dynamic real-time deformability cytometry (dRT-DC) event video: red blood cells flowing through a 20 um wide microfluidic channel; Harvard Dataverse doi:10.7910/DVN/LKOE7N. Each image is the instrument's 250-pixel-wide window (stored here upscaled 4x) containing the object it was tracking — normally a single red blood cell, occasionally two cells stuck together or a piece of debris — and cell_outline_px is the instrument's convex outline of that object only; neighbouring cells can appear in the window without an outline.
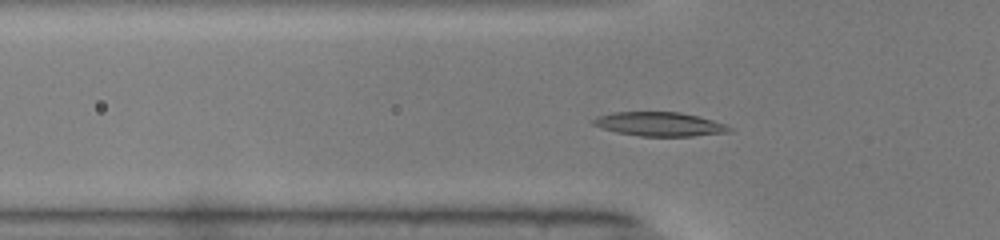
{"species": "common noctule bat (a hibernating species)", "species_latin": "Nyctalus noctula", "temperature_condition": "warm", "stored_images_in_passage": 47, "camera_frame_rate_fps": 3000, "um_per_image_px": 0.085, "animal": {"sex": "male", "body_mass_g": 19.0, "forearm_length_mm": 50.8}, "frame": {"image": 1, "passage_image": 6, "time_ms": 1.667, "image_size_px": [1000, 240], "cell_outline_px": [[732, 128], [724, 132], [692, 136], [640, 136], [616, 132], [592, 124], [592, 120], [600, 116], [612, 112], [680, 112], [712, 120], [724, 124]], "centroid_in_image_um": [56.01, 10.55], "position_along_channel_um": 69.8, "area_um2": 18.61}}
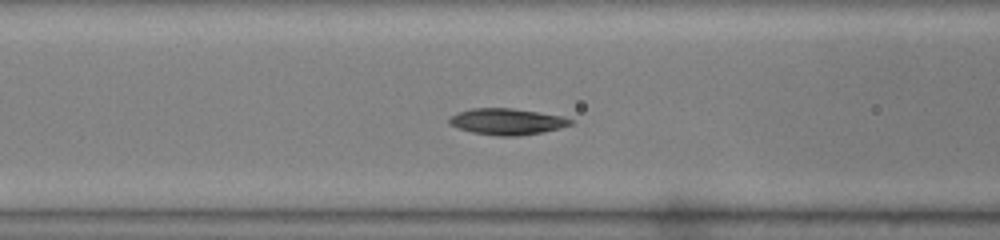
{"frame": {"image": 2, "passage_image": 10, "time_ms": 3.0, "image_size_px": [1000, 240], "cell_outline_px": [[572, 124], [560, 128], [544, 132], [520, 136], [496, 136], [472, 132], [448, 124], [448, 120], [452, 116], [460, 112], [472, 108], [512, 108], [560, 116], [572, 120]], "centroid_in_image_um": [43.09, 10.34], "position_along_channel_um": 123.5, "area_um2": 18.38}}